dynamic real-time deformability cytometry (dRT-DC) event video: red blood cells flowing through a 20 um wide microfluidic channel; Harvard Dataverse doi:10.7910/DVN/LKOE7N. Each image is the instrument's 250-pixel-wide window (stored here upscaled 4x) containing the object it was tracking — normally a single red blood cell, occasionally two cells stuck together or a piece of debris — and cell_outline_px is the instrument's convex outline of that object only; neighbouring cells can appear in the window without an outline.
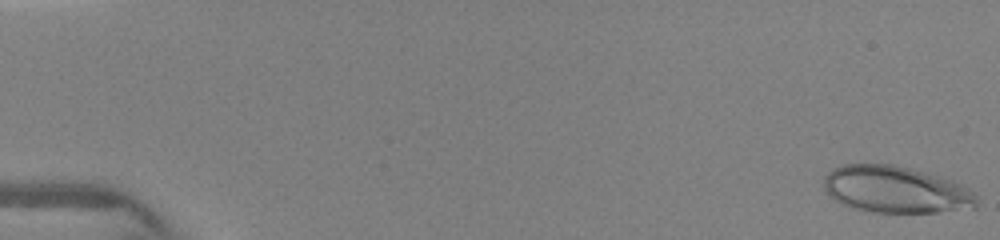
{"species": "human", "species_latin": "Homo sapiens", "temperature_condition": "warm", "stored_images_in_passage": 24, "camera_frame_rate_fps": 3000, "um_per_image_px": 0.085, "donor": {"sex": "female"}, "frame": {"image": 1, "passage_image": 1, "time_ms": 0.0, "image_size_px": [1000, 240], "cell_outline_px": [[976, 208], [940, 212], [868, 212], [852, 208], [828, 196], [824, 192], [824, 176], [832, 168], [844, 164], [892, 164], [940, 176], [952, 180], [968, 188], [976, 196]], "centroid_in_image_um": [76.1, 16.12], "position_along_channel_um": 8.9, "area_um2": 41.85}}
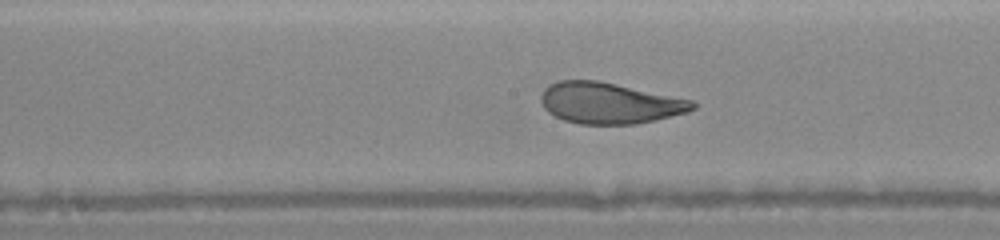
{"frame": {"image": 2, "passage_image": 21, "time_ms": 8.0, "image_size_px": [1000, 240], "cell_outline_px": [[696, 108], [688, 112], [656, 120], [636, 124], [580, 124], [564, 120], [548, 112], [544, 108], [540, 100], [540, 96], [544, 88], [548, 84], [560, 80], [600, 80], [692, 100], [696, 104]], "centroid_in_image_um": [51.79, 8.75], "position_along_channel_um": 196.4, "area_um2": 36.53}}
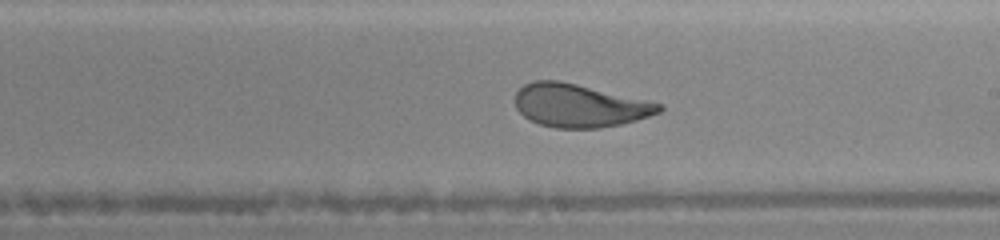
{"frame": {"image": 3, "passage_image": 23, "time_ms": 9.0, "image_size_px": [1000, 240], "cell_outline_px": [[664, 108], [660, 112], [636, 120], [620, 124], [600, 128], [556, 128], [540, 124], [524, 116], [516, 108], [516, 92], [524, 84], [536, 80], [560, 80], [660, 104]], "centroid_in_image_um": [49.21, 8.97], "position_along_channel_um": 239.8, "area_um2": 35.6}}